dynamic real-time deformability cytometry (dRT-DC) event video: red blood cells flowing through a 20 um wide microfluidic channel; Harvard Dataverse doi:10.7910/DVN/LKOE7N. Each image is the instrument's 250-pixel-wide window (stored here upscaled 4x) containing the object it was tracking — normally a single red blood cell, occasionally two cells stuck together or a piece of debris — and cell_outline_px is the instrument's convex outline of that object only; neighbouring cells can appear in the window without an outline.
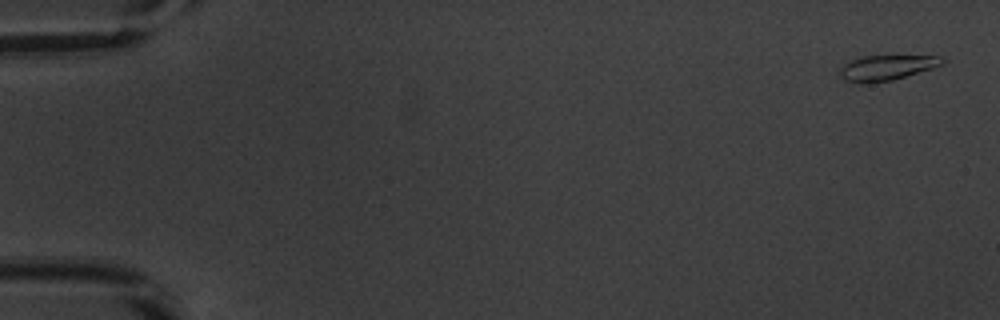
{"species": "common noctule bat (a hibernating species)", "species_latin": "Nyctalus noctula", "temperature_condition": "warm", "stored_images_in_passage": 53, "camera_frame_rate_fps": 3000, "um_per_image_px": 0.085, "animal": {"sex": "male", "body_mass_g": 20.1, "forearm_length_mm": 53.5}, "frame": {"image": 1, "passage_image": 2, "time_ms": 0.333, "image_size_px": [1000, 320], "cell_outline_px": [[944, 64], [932, 68], [892, 80], [872, 84], [856, 84], [844, 80], [840, 76], [840, 68], [844, 64], [860, 56], [940, 56], [944, 60]], "centroid_in_image_um": [75.3, 5.77], "position_along_channel_um": 9.7, "area_um2": 15.14}}
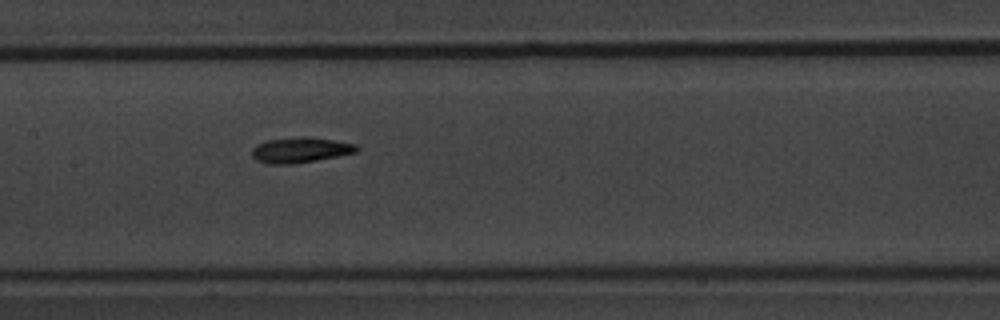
{"frame": {"image": 2, "passage_image": 27, "time_ms": 8.667, "image_size_px": [1000, 320], "cell_outline_px": [[360, 148], [356, 152], [316, 160], [292, 164], [268, 164], [256, 160], [252, 156], [252, 148], [256, 144], [264, 140], [300, 136], [304, 136], [332, 140], [356, 144]], "centroid_in_image_um": [25.48, 12.74], "position_along_channel_um": 181.9, "area_um2": 15.55}}
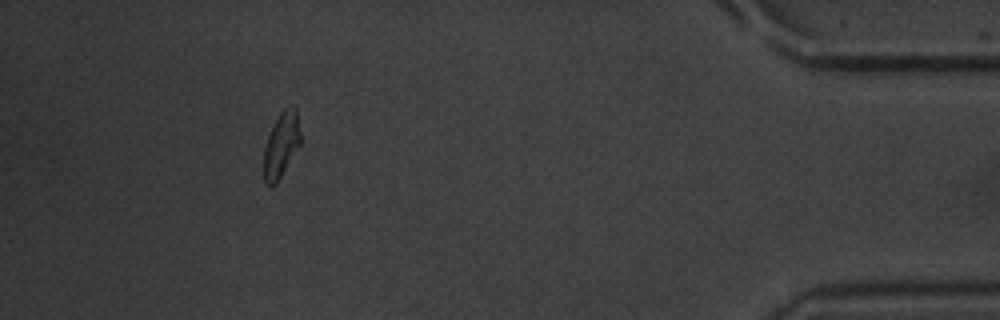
{"frame": {"image": 3, "passage_image": 49, "time_ms": 16.0, "image_size_px": [1000, 320], "cell_outline_px": [[300, 144], [276, 184], [272, 188], [268, 188], [264, 184], [264, 148], [268, 136], [280, 112], [284, 108], [292, 104], [296, 108], [300, 132]], "centroid_in_image_um": [23.89, 12.34], "position_along_channel_um": 411.3, "area_um2": 13.93}, "authors_computed_cell_mechanics": {"area_um2": 14.8546, "velocity_mm_per_s": 3.8624, "shape_relaxation_time_tau1_ms": 3.7205, "shape_relaxation_time_tau2_ms": 1.52, "deformation_change_tau1": 0.1576, "deformation_change_tau2": 0.0839}}